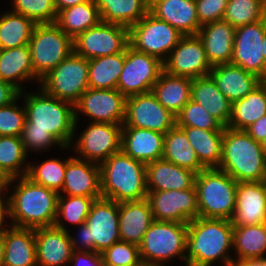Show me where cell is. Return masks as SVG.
Segmentation results:
<instances>
[{
	"label": "cell",
	"mask_w": 266,
	"mask_h": 266,
	"mask_svg": "<svg viewBox=\"0 0 266 266\" xmlns=\"http://www.w3.org/2000/svg\"><path fill=\"white\" fill-rule=\"evenodd\" d=\"M191 86V78L175 76L163 70L152 92L159 103L176 116L191 100Z\"/></svg>",
	"instance_id": "4dcf8cb0"
},
{
	"label": "cell",
	"mask_w": 266,
	"mask_h": 266,
	"mask_svg": "<svg viewBox=\"0 0 266 266\" xmlns=\"http://www.w3.org/2000/svg\"><path fill=\"white\" fill-rule=\"evenodd\" d=\"M205 168H218L222 155L224 131H208L194 127H180Z\"/></svg>",
	"instance_id": "e575fe53"
},
{
	"label": "cell",
	"mask_w": 266,
	"mask_h": 266,
	"mask_svg": "<svg viewBox=\"0 0 266 266\" xmlns=\"http://www.w3.org/2000/svg\"><path fill=\"white\" fill-rule=\"evenodd\" d=\"M233 226L266 223V185L264 181L238 182Z\"/></svg>",
	"instance_id": "ffe728a7"
},
{
	"label": "cell",
	"mask_w": 266,
	"mask_h": 266,
	"mask_svg": "<svg viewBox=\"0 0 266 266\" xmlns=\"http://www.w3.org/2000/svg\"><path fill=\"white\" fill-rule=\"evenodd\" d=\"M233 248L235 261L260 259L266 254V223L247 226H233Z\"/></svg>",
	"instance_id": "f35d334b"
},
{
	"label": "cell",
	"mask_w": 266,
	"mask_h": 266,
	"mask_svg": "<svg viewBox=\"0 0 266 266\" xmlns=\"http://www.w3.org/2000/svg\"><path fill=\"white\" fill-rule=\"evenodd\" d=\"M266 0H228L223 17L234 28L265 18Z\"/></svg>",
	"instance_id": "ee69618b"
},
{
	"label": "cell",
	"mask_w": 266,
	"mask_h": 266,
	"mask_svg": "<svg viewBox=\"0 0 266 266\" xmlns=\"http://www.w3.org/2000/svg\"><path fill=\"white\" fill-rule=\"evenodd\" d=\"M154 220L188 224L199 217L195 185L185 190L147 193Z\"/></svg>",
	"instance_id": "e0dca14e"
},
{
	"label": "cell",
	"mask_w": 266,
	"mask_h": 266,
	"mask_svg": "<svg viewBox=\"0 0 266 266\" xmlns=\"http://www.w3.org/2000/svg\"><path fill=\"white\" fill-rule=\"evenodd\" d=\"M37 266L70 264L73 247L68 231L55 226L35 229Z\"/></svg>",
	"instance_id": "7402d4cb"
},
{
	"label": "cell",
	"mask_w": 266,
	"mask_h": 266,
	"mask_svg": "<svg viewBox=\"0 0 266 266\" xmlns=\"http://www.w3.org/2000/svg\"><path fill=\"white\" fill-rule=\"evenodd\" d=\"M175 117L177 127H194L208 131H224L225 128L202 105L193 100H190Z\"/></svg>",
	"instance_id": "f6af8a7d"
},
{
	"label": "cell",
	"mask_w": 266,
	"mask_h": 266,
	"mask_svg": "<svg viewBox=\"0 0 266 266\" xmlns=\"http://www.w3.org/2000/svg\"><path fill=\"white\" fill-rule=\"evenodd\" d=\"M165 134L157 131L123 127L121 150L145 164L162 159Z\"/></svg>",
	"instance_id": "cb8c5ba5"
},
{
	"label": "cell",
	"mask_w": 266,
	"mask_h": 266,
	"mask_svg": "<svg viewBox=\"0 0 266 266\" xmlns=\"http://www.w3.org/2000/svg\"><path fill=\"white\" fill-rule=\"evenodd\" d=\"M39 84L47 94L75 105L89 88L88 60L72 52Z\"/></svg>",
	"instance_id": "9c48e42d"
},
{
	"label": "cell",
	"mask_w": 266,
	"mask_h": 266,
	"mask_svg": "<svg viewBox=\"0 0 266 266\" xmlns=\"http://www.w3.org/2000/svg\"><path fill=\"white\" fill-rule=\"evenodd\" d=\"M91 0H54L57 12L70 6H75Z\"/></svg>",
	"instance_id": "6f0895ef"
},
{
	"label": "cell",
	"mask_w": 266,
	"mask_h": 266,
	"mask_svg": "<svg viewBox=\"0 0 266 266\" xmlns=\"http://www.w3.org/2000/svg\"><path fill=\"white\" fill-rule=\"evenodd\" d=\"M200 25L223 20L228 0H195Z\"/></svg>",
	"instance_id": "f907efd6"
},
{
	"label": "cell",
	"mask_w": 266,
	"mask_h": 266,
	"mask_svg": "<svg viewBox=\"0 0 266 266\" xmlns=\"http://www.w3.org/2000/svg\"><path fill=\"white\" fill-rule=\"evenodd\" d=\"M39 93H25L26 122L24 127L47 130L63 147H71L75 138V105L47 94L41 87ZM23 93H25L23 95Z\"/></svg>",
	"instance_id": "3957f363"
},
{
	"label": "cell",
	"mask_w": 266,
	"mask_h": 266,
	"mask_svg": "<svg viewBox=\"0 0 266 266\" xmlns=\"http://www.w3.org/2000/svg\"><path fill=\"white\" fill-rule=\"evenodd\" d=\"M33 79L40 83L34 75L28 45L0 49V80L12 84L21 92L24 88L20 83L26 80L30 82Z\"/></svg>",
	"instance_id": "1f68e13d"
},
{
	"label": "cell",
	"mask_w": 266,
	"mask_h": 266,
	"mask_svg": "<svg viewBox=\"0 0 266 266\" xmlns=\"http://www.w3.org/2000/svg\"><path fill=\"white\" fill-rule=\"evenodd\" d=\"M27 156L21 136H0V169L10 178L27 175Z\"/></svg>",
	"instance_id": "60d3db41"
},
{
	"label": "cell",
	"mask_w": 266,
	"mask_h": 266,
	"mask_svg": "<svg viewBox=\"0 0 266 266\" xmlns=\"http://www.w3.org/2000/svg\"><path fill=\"white\" fill-rule=\"evenodd\" d=\"M129 45V28L99 22L73 39V52L87 60L123 52Z\"/></svg>",
	"instance_id": "7c38bea8"
},
{
	"label": "cell",
	"mask_w": 266,
	"mask_h": 266,
	"mask_svg": "<svg viewBox=\"0 0 266 266\" xmlns=\"http://www.w3.org/2000/svg\"><path fill=\"white\" fill-rule=\"evenodd\" d=\"M233 225L228 219L198 217L187 224L186 266H212L220 260L232 266ZM222 259V260H221Z\"/></svg>",
	"instance_id": "6da1fadb"
},
{
	"label": "cell",
	"mask_w": 266,
	"mask_h": 266,
	"mask_svg": "<svg viewBox=\"0 0 266 266\" xmlns=\"http://www.w3.org/2000/svg\"><path fill=\"white\" fill-rule=\"evenodd\" d=\"M85 223L89 226L90 252L101 254L120 241L117 202L103 197L95 199Z\"/></svg>",
	"instance_id": "ac0fdd59"
},
{
	"label": "cell",
	"mask_w": 266,
	"mask_h": 266,
	"mask_svg": "<svg viewBox=\"0 0 266 266\" xmlns=\"http://www.w3.org/2000/svg\"><path fill=\"white\" fill-rule=\"evenodd\" d=\"M163 70L164 65L159 58L128 45L117 90L126 98L150 92Z\"/></svg>",
	"instance_id": "8fae6325"
},
{
	"label": "cell",
	"mask_w": 266,
	"mask_h": 266,
	"mask_svg": "<svg viewBox=\"0 0 266 266\" xmlns=\"http://www.w3.org/2000/svg\"><path fill=\"white\" fill-rule=\"evenodd\" d=\"M235 31L236 28L224 20L201 26L197 35L203 42L206 57L211 67L231 62Z\"/></svg>",
	"instance_id": "603a6c76"
},
{
	"label": "cell",
	"mask_w": 266,
	"mask_h": 266,
	"mask_svg": "<svg viewBox=\"0 0 266 266\" xmlns=\"http://www.w3.org/2000/svg\"><path fill=\"white\" fill-rule=\"evenodd\" d=\"M125 63V50L118 54L88 60V83L91 89H117Z\"/></svg>",
	"instance_id": "74e56055"
},
{
	"label": "cell",
	"mask_w": 266,
	"mask_h": 266,
	"mask_svg": "<svg viewBox=\"0 0 266 266\" xmlns=\"http://www.w3.org/2000/svg\"><path fill=\"white\" fill-rule=\"evenodd\" d=\"M238 182L219 168L196 174L199 217L231 220L235 212Z\"/></svg>",
	"instance_id": "8992f818"
},
{
	"label": "cell",
	"mask_w": 266,
	"mask_h": 266,
	"mask_svg": "<svg viewBox=\"0 0 266 266\" xmlns=\"http://www.w3.org/2000/svg\"><path fill=\"white\" fill-rule=\"evenodd\" d=\"M162 159L189 169L196 174L205 169L188 141L185 132L176 125L165 133Z\"/></svg>",
	"instance_id": "d590c367"
},
{
	"label": "cell",
	"mask_w": 266,
	"mask_h": 266,
	"mask_svg": "<svg viewBox=\"0 0 266 266\" xmlns=\"http://www.w3.org/2000/svg\"><path fill=\"white\" fill-rule=\"evenodd\" d=\"M20 91L12 84L0 80V107L10 104L19 96Z\"/></svg>",
	"instance_id": "db71d44e"
},
{
	"label": "cell",
	"mask_w": 266,
	"mask_h": 266,
	"mask_svg": "<svg viewBox=\"0 0 266 266\" xmlns=\"http://www.w3.org/2000/svg\"><path fill=\"white\" fill-rule=\"evenodd\" d=\"M101 22L95 0L87 1L60 10L56 24L72 39Z\"/></svg>",
	"instance_id": "8d00e7d4"
},
{
	"label": "cell",
	"mask_w": 266,
	"mask_h": 266,
	"mask_svg": "<svg viewBox=\"0 0 266 266\" xmlns=\"http://www.w3.org/2000/svg\"><path fill=\"white\" fill-rule=\"evenodd\" d=\"M78 229H79L78 235H76L75 237L72 236L68 230V235H69L73 250L90 252L89 226L86 223H83L82 225L79 226Z\"/></svg>",
	"instance_id": "f5cc1de1"
},
{
	"label": "cell",
	"mask_w": 266,
	"mask_h": 266,
	"mask_svg": "<svg viewBox=\"0 0 266 266\" xmlns=\"http://www.w3.org/2000/svg\"><path fill=\"white\" fill-rule=\"evenodd\" d=\"M149 12L184 36L197 35L201 28L195 0H163L156 3Z\"/></svg>",
	"instance_id": "83f0119b"
},
{
	"label": "cell",
	"mask_w": 266,
	"mask_h": 266,
	"mask_svg": "<svg viewBox=\"0 0 266 266\" xmlns=\"http://www.w3.org/2000/svg\"><path fill=\"white\" fill-rule=\"evenodd\" d=\"M163 0H146V4L148 9L150 10L156 3L161 2Z\"/></svg>",
	"instance_id": "6125c7cd"
},
{
	"label": "cell",
	"mask_w": 266,
	"mask_h": 266,
	"mask_svg": "<svg viewBox=\"0 0 266 266\" xmlns=\"http://www.w3.org/2000/svg\"><path fill=\"white\" fill-rule=\"evenodd\" d=\"M264 266H266V256L264 257Z\"/></svg>",
	"instance_id": "03108f58"
},
{
	"label": "cell",
	"mask_w": 266,
	"mask_h": 266,
	"mask_svg": "<svg viewBox=\"0 0 266 266\" xmlns=\"http://www.w3.org/2000/svg\"><path fill=\"white\" fill-rule=\"evenodd\" d=\"M262 54H263L264 59L266 61V34H265V36L263 38V53Z\"/></svg>",
	"instance_id": "be15d7a7"
},
{
	"label": "cell",
	"mask_w": 266,
	"mask_h": 266,
	"mask_svg": "<svg viewBox=\"0 0 266 266\" xmlns=\"http://www.w3.org/2000/svg\"><path fill=\"white\" fill-rule=\"evenodd\" d=\"M126 97L117 89L88 88L75 104V131L82 113L91 122L123 124L125 119Z\"/></svg>",
	"instance_id": "2e32d148"
},
{
	"label": "cell",
	"mask_w": 266,
	"mask_h": 266,
	"mask_svg": "<svg viewBox=\"0 0 266 266\" xmlns=\"http://www.w3.org/2000/svg\"><path fill=\"white\" fill-rule=\"evenodd\" d=\"M163 65L167 73L191 79L208 76L212 68L198 35L183 36Z\"/></svg>",
	"instance_id": "d6986e66"
},
{
	"label": "cell",
	"mask_w": 266,
	"mask_h": 266,
	"mask_svg": "<svg viewBox=\"0 0 266 266\" xmlns=\"http://www.w3.org/2000/svg\"><path fill=\"white\" fill-rule=\"evenodd\" d=\"M4 263V239L3 235H0V266Z\"/></svg>",
	"instance_id": "94428289"
},
{
	"label": "cell",
	"mask_w": 266,
	"mask_h": 266,
	"mask_svg": "<svg viewBox=\"0 0 266 266\" xmlns=\"http://www.w3.org/2000/svg\"><path fill=\"white\" fill-rule=\"evenodd\" d=\"M19 180V182H18ZM17 182L16 185L12 183ZM8 196L11 226L38 229L54 225L59 193L33 182L27 176L11 178Z\"/></svg>",
	"instance_id": "7a4b0ae2"
},
{
	"label": "cell",
	"mask_w": 266,
	"mask_h": 266,
	"mask_svg": "<svg viewBox=\"0 0 266 266\" xmlns=\"http://www.w3.org/2000/svg\"><path fill=\"white\" fill-rule=\"evenodd\" d=\"M28 47L34 75L40 81L73 52V39L56 23L36 24Z\"/></svg>",
	"instance_id": "ba28073f"
},
{
	"label": "cell",
	"mask_w": 266,
	"mask_h": 266,
	"mask_svg": "<svg viewBox=\"0 0 266 266\" xmlns=\"http://www.w3.org/2000/svg\"><path fill=\"white\" fill-rule=\"evenodd\" d=\"M21 140L27 154L30 150L42 152V150L50 149L54 144L63 148L47 130L32 129V127L23 128Z\"/></svg>",
	"instance_id": "681fc988"
},
{
	"label": "cell",
	"mask_w": 266,
	"mask_h": 266,
	"mask_svg": "<svg viewBox=\"0 0 266 266\" xmlns=\"http://www.w3.org/2000/svg\"><path fill=\"white\" fill-rule=\"evenodd\" d=\"M59 195L102 197L99 164L72 157L67 162L64 185Z\"/></svg>",
	"instance_id": "44dd1931"
},
{
	"label": "cell",
	"mask_w": 266,
	"mask_h": 266,
	"mask_svg": "<svg viewBox=\"0 0 266 266\" xmlns=\"http://www.w3.org/2000/svg\"><path fill=\"white\" fill-rule=\"evenodd\" d=\"M218 168L237 182L265 181L266 155L262 143L254 140L245 130L225 127Z\"/></svg>",
	"instance_id": "5b68a950"
},
{
	"label": "cell",
	"mask_w": 266,
	"mask_h": 266,
	"mask_svg": "<svg viewBox=\"0 0 266 266\" xmlns=\"http://www.w3.org/2000/svg\"><path fill=\"white\" fill-rule=\"evenodd\" d=\"M254 140L262 143L266 139V115L245 130Z\"/></svg>",
	"instance_id": "11a10c76"
},
{
	"label": "cell",
	"mask_w": 266,
	"mask_h": 266,
	"mask_svg": "<svg viewBox=\"0 0 266 266\" xmlns=\"http://www.w3.org/2000/svg\"><path fill=\"white\" fill-rule=\"evenodd\" d=\"M103 198L117 203L147 199L146 164L122 150L99 164Z\"/></svg>",
	"instance_id": "277c9868"
},
{
	"label": "cell",
	"mask_w": 266,
	"mask_h": 266,
	"mask_svg": "<svg viewBox=\"0 0 266 266\" xmlns=\"http://www.w3.org/2000/svg\"><path fill=\"white\" fill-rule=\"evenodd\" d=\"M71 263L72 266H105L100 253L88 251L73 250Z\"/></svg>",
	"instance_id": "816d5d0a"
},
{
	"label": "cell",
	"mask_w": 266,
	"mask_h": 266,
	"mask_svg": "<svg viewBox=\"0 0 266 266\" xmlns=\"http://www.w3.org/2000/svg\"><path fill=\"white\" fill-rule=\"evenodd\" d=\"M13 12L22 14L35 24L55 23L57 9L54 0H11Z\"/></svg>",
	"instance_id": "bcb514c9"
},
{
	"label": "cell",
	"mask_w": 266,
	"mask_h": 266,
	"mask_svg": "<svg viewBox=\"0 0 266 266\" xmlns=\"http://www.w3.org/2000/svg\"><path fill=\"white\" fill-rule=\"evenodd\" d=\"M3 266H37L35 229L10 225L3 234Z\"/></svg>",
	"instance_id": "f546056e"
},
{
	"label": "cell",
	"mask_w": 266,
	"mask_h": 266,
	"mask_svg": "<svg viewBox=\"0 0 266 266\" xmlns=\"http://www.w3.org/2000/svg\"><path fill=\"white\" fill-rule=\"evenodd\" d=\"M176 125V117L150 91L126 99L123 127H137L166 133Z\"/></svg>",
	"instance_id": "9a60e30c"
},
{
	"label": "cell",
	"mask_w": 266,
	"mask_h": 266,
	"mask_svg": "<svg viewBox=\"0 0 266 266\" xmlns=\"http://www.w3.org/2000/svg\"><path fill=\"white\" fill-rule=\"evenodd\" d=\"M232 266H264V257L260 259H244L235 261Z\"/></svg>",
	"instance_id": "680465c9"
},
{
	"label": "cell",
	"mask_w": 266,
	"mask_h": 266,
	"mask_svg": "<svg viewBox=\"0 0 266 266\" xmlns=\"http://www.w3.org/2000/svg\"><path fill=\"white\" fill-rule=\"evenodd\" d=\"M120 241L139 245L154 222L147 199L118 203Z\"/></svg>",
	"instance_id": "4316f807"
},
{
	"label": "cell",
	"mask_w": 266,
	"mask_h": 266,
	"mask_svg": "<svg viewBox=\"0 0 266 266\" xmlns=\"http://www.w3.org/2000/svg\"><path fill=\"white\" fill-rule=\"evenodd\" d=\"M5 195L6 193L0 194V235H3L4 232L10 228L8 227L9 226L8 224H6V227L4 226V221L7 219V217L8 218L10 217L9 199L8 196L5 197Z\"/></svg>",
	"instance_id": "9f6ffc18"
},
{
	"label": "cell",
	"mask_w": 266,
	"mask_h": 266,
	"mask_svg": "<svg viewBox=\"0 0 266 266\" xmlns=\"http://www.w3.org/2000/svg\"><path fill=\"white\" fill-rule=\"evenodd\" d=\"M101 21L130 28L139 22L149 9L146 0H95Z\"/></svg>",
	"instance_id": "836d02e7"
},
{
	"label": "cell",
	"mask_w": 266,
	"mask_h": 266,
	"mask_svg": "<svg viewBox=\"0 0 266 266\" xmlns=\"http://www.w3.org/2000/svg\"><path fill=\"white\" fill-rule=\"evenodd\" d=\"M196 173L164 159L146 164L148 192L185 190L195 185Z\"/></svg>",
	"instance_id": "d4e9b609"
},
{
	"label": "cell",
	"mask_w": 266,
	"mask_h": 266,
	"mask_svg": "<svg viewBox=\"0 0 266 266\" xmlns=\"http://www.w3.org/2000/svg\"><path fill=\"white\" fill-rule=\"evenodd\" d=\"M183 36L170 24L148 12L129 28V45L164 62Z\"/></svg>",
	"instance_id": "30bf717a"
},
{
	"label": "cell",
	"mask_w": 266,
	"mask_h": 266,
	"mask_svg": "<svg viewBox=\"0 0 266 266\" xmlns=\"http://www.w3.org/2000/svg\"><path fill=\"white\" fill-rule=\"evenodd\" d=\"M209 75L232 104L244 98L263 82L258 76L231 63L213 66Z\"/></svg>",
	"instance_id": "484cf974"
},
{
	"label": "cell",
	"mask_w": 266,
	"mask_h": 266,
	"mask_svg": "<svg viewBox=\"0 0 266 266\" xmlns=\"http://www.w3.org/2000/svg\"><path fill=\"white\" fill-rule=\"evenodd\" d=\"M191 100L202 105L210 115L227 127L232 114V103L218 89L210 75L192 79Z\"/></svg>",
	"instance_id": "f1b7e54d"
},
{
	"label": "cell",
	"mask_w": 266,
	"mask_h": 266,
	"mask_svg": "<svg viewBox=\"0 0 266 266\" xmlns=\"http://www.w3.org/2000/svg\"><path fill=\"white\" fill-rule=\"evenodd\" d=\"M266 115V82L263 81L251 93L232 104V114L227 127L246 130Z\"/></svg>",
	"instance_id": "d6a6232c"
},
{
	"label": "cell",
	"mask_w": 266,
	"mask_h": 266,
	"mask_svg": "<svg viewBox=\"0 0 266 266\" xmlns=\"http://www.w3.org/2000/svg\"><path fill=\"white\" fill-rule=\"evenodd\" d=\"M35 23L28 17L7 11L0 15V49L29 45Z\"/></svg>",
	"instance_id": "ab89813d"
},
{
	"label": "cell",
	"mask_w": 266,
	"mask_h": 266,
	"mask_svg": "<svg viewBox=\"0 0 266 266\" xmlns=\"http://www.w3.org/2000/svg\"><path fill=\"white\" fill-rule=\"evenodd\" d=\"M19 98L22 97L18 96L10 104L0 107V136H21L26 112L24 105L20 107L17 104Z\"/></svg>",
	"instance_id": "c3c4849f"
},
{
	"label": "cell",
	"mask_w": 266,
	"mask_h": 266,
	"mask_svg": "<svg viewBox=\"0 0 266 266\" xmlns=\"http://www.w3.org/2000/svg\"><path fill=\"white\" fill-rule=\"evenodd\" d=\"M187 224L154 220L139 246L142 264L165 266L180 257L185 261Z\"/></svg>",
	"instance_id": "52a82bcc"
},
{
	"label": "cell",
	"mask_w": 266,
	"mask_h": 266,
	"mask_svg": "<svg viewBox=\"0 0 266 266\" xmlns=\"http://www.w3.org/2000/svg\"><path fill=\"white\" fill-rule=\"evenodd\" d=\"M266 34V20L236 28L231 64L266 80V61L263 56V38Z\"/></svg>",
	"instance_id": "5bb4252c"
},
{
	"label": "cell",
	"mask_w": 266,
	"mask_h": 266,
	"mask_svg": "<svg viewBox=\"0 0 266 266\" xmlns=\"http://www.w3.org/2000/svg\"><path fill=\"white\" fill-rule=\"evenodd\" d=\"M105 266H141L139 246L118 241L101 253Z\"/></svg>",
	"instance_id": "7dc6e473"
},
{
	"label": "cell",
	"mask_w": 266,
	"mask_h": 266,
	"mask_svg": "<svg viewBox=\"0 0 266 266\" xmlns=\"http://www.w3.org/2000/svg\"><path fill=\"white\" fill-rule=\"evenodd\" d=\"M71 158L72 156L62 161L50 158L39 165L28 162L29 168L26 176L33 182L59 193L64 185L67 162Z\"/></svg>",
	"instance_id": "7bdbcfd3"
},
{
	"label": "cell",
	"mask_w": 266,
	"mask_h": 266,
	"mask_svg": "<svg viewBox=\"0 0 266 266\" xmlns=\"http://www.w3.org/2000/svg\"><path fill=\"white\" fill-rule=\"evenodd\" d=\"M97 198L100 197L59 195L56 219L53 226L68 231L63 220L71 225H82L86 222L91 205Z\"/></svg>",
	"instance_id": "b9f144b4"
},
{
	"label": "cell",
	"mask_w": 266,
	"mask_h": 266,
	"mask_svg": "<svg viewBox=\"0 0 266 266\" xmlns=\"http://www.w3.org/2000/svg\"><path fill=\"white\" fill-rule=\"evenodd\" d=\"M262 148H263L264 153L266 155V139L262 142Z\"/></svg>",
	"instance_id": "e7e4bbea"
},
{
	"label": "cell",
	"mask_w": 266,
	"mask_h": 266,
	"mask_svg": "<svg viewBox=\"0 0 266 266\" xmlns=\"http://www.w3.org/2000/svg\"><path fill=\"white\" fill-rule=\"evenodd\" d=\"M88 125L71 144L79 153L77 158L101 164L121 151L123 124L90 122Z\"/></svg>",
	"instance_id": "4fadbf2b"
},
{
	"label": "cell",
	"mask_w": 266,
	"mask_h": 266,
	"mask_svg": "<svg viewBox=\"0 0 266 266\" xmlns=\"http://www.w3.org/2000/svg\"><path fill=\"white\" fill-rule=\"evenodd\" d=\"M10 179L11 178L0 169V194L7 192L11 187V185H9Z\"/></svg>",
	"instance_id": "91938a15"
}]
</instances>
